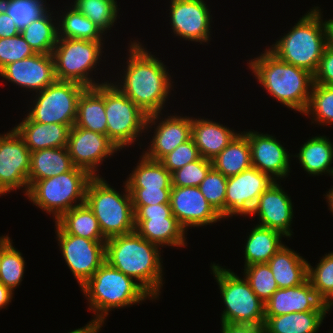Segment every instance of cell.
Segmentation results:
<instances>
[{"mask_svg":"<svg viewBox=\"0 0 333 333\" xmlns=\"http://www.w3.org/2000/svg\"><path fill=\"white\" fill-rule=\"evenodd\" d=\"M30 160V150L13 127L0 134V196L18 189L27 194Z\"/></svg>","mask_w":333,"mask_h":333,"instance_id":"4fadbf2b","label":"cell"},{"mask_svg":"<svg viewBox=\"0 0 333 333\" xmlns=\"http://www.w3.org/2000/svg\"><path fill=\"white\" fill-rule=\"evenodd\" d=\"M240 133L211 160L212 167L226 177L238 175L252 167L248 138L242 131Z\"/></svg>","mask_w":333,"mask_h":333,"instance_id":"d6a6232c","label":"cell"},{"mask_svg":"<svg viewBox=\"0 0 333 333\" xmlns=\"http://www.w3.org/2000/svg\"><path fill=\"white\" fill-rule=\"evenodd\" d=\"M104 42L85 39L58 38L52 56L54 59L55 76L58 81H73L85 87H95L101 82L93 78L104 53Z\"/></svg>","mask_w":333,"mask_h":333,"instance_id":"9c48e42d","label":"cell"},{"mask_svg":"<svg viewBox=\"0 0 333 333\" xmlns=\"http://www.w3.org/2000/svg\"><path fill=\"white\" fill-rule=\"evenodd\" d=\"M92 176L84 169L72 170L32 183L25 195L37 208L52 214L56 221L63 213L85 203Z\"/></svg>","mask_w":333,"mask_h":333,"instance_id":"52a82bcc","label":"cell"},{"mask_svg":"<svg viewBox=\"0 0 333 333\" xmlns=\"http://www.w3.org/2000/svg\"><path fill=\"white\" fill-rule=\"evenodd\" d=\"M327 311L294 312L265 316V333H318Z\"/></svg>","mask_w":333,"mask_h":333,"instance_id":"4dcf8cb0","label":"cell"},{"mask_svg":"<svg viewBox=\"0 0 333 333\" xmlns=\"http://www.w3.org/2000/svg\"><path fill=\"white\" fill-rule=\"evenodd\" d=\"M302 115L308 116L313 124H333V86L313 84L308 106Z\"/></svg>","mask_w":333,"mask_h":333,"instance_id":"74e56055","label":"cell"},{"mask_svg":"<svg viewBox=\"0 0 333 333\" xmlns=\"http://www.w3.org/2000/svg\"><path fill=\"white\" fill-rule=\"evenodd\" d=\"M297 154V155H296ZM292 157L299 160V164L309 176L327 174L333 178V142L324 136L309 137L299 148V153Z\"/></svg>","mask_w":333,"mask_h":333,"instance_id":"83f0119b","label":"cell"},{"mask_svg":"<svg viewBox=\"0 0 333 333\" xmlns=\"http://www.w3.org/2000/svg\"><path fill=\"white\" fill-rule=\"evenodd\" d=\"M74 167L66 147L32 151L28 184L66 173Z\"/></svg>","mask_w":333,"mask_h":333,"instance_id":"f1b7e54d","label":"cell"},{"mask_svg":"<svg viewBox=\"0 0 333 333\" xmlns=\"http://www.w3.org/2000/svg\"><path fill=\"white\" fill-rule=\"evenodd\" d=\"M308 280L317 296L327 304L333 297V251L323 255L315 267L308 262Z\"/></svg>","mask_w":333,"mask_h":333,"instance_id":"ab89813d","label":"cell"},{"mask_svg":"<svg viewBox=\"0 0 333 333\" xmlns=\"http://www.w3.org/2000/svg\"><path fill=\"white\" fill-rule=\"evenodd\" d=\"M123 184L124 192H120L104 177L97 176L91 178L86 188L85 203L93 211L106 239L135 231L131 194L125 181Z\"/></svg>","mask_w":333,"mask_h":333,"instance_id":"8992f818","label":"cell"},{"mask_svg":"<svg viewBox=\"0 0 333 333\" xmlns=\"http://www.w3.org/2000/svg\"><path fill=\"white\" fill-rule=\"evenodd\" d=\"M172 214L187 232L189 228L213 225L222 220L209 204L199 187H175L170 193Z\"/></svg>","mask_w":333,"mask_h":333,"instance_id":"ffe728a7","label":"cell"},{"mask_svg":"<svg viewBox=\"0 0 333 333\" xmlns=\"http://www.w3.org/2000/svg\"><path fill=\"white\" fill-rule=\"evenodd\" d=\"M55 228L59 251L81 287L106 261V241H94L66 234L56 223Z\"/></svg>","mask_w":333,"mask_h":333,"instance_id":"5bb4252c","label":"cell"},{"mask_svg":"<svg viewBox=\"0 0 333 333\" xmlns=\"http://www.w3.org/2000/svg\"><path fill=\"white\" fill-rule=\"evenodd\" d=\"M308 311H327L309 280L299 286L278 288L265 303V316Z\"/></svg>","mask_w":333,"mask_h":333,"instance_id":"603a6c76","label":"cell"},{"mask_svg":"<svg viewBox=\"0 0 333 333\" xmlns=\"http://www.w3.org/2000/svg\"><path fill=\"white\" fill-rule=\"evenodd\" d=\"M268 174L250 167L227 179L225 213L222 220L232 216L252 215L259 196L274 182Z\"/></svg>","mask_w":333,"mask_h":333,"instance_id":"9a60e30c","label":"cell"},{"mask_svg":"<svg viewBox=\"0 0 333 333\" xmlns=\"http://www.w3.org/2000/svg\"><path fill=\"white\" fill-rule=\"evenodd\" d=\"M50 9L39 19L20 30L21 36L35 53L52 54L58 39L57 17ZM54 21V22H53Z\"/></svg>","mask_w":333,"mask_h":333,"instance_id":"e575fe53","label":"cell"},{"mask_svg":"<svg viewBox=\"0 0 333 333\" xmlns=\"http://www.w3.org/2000/svg\"><path fill=\"white\" fill-rule=\"evenodd\" d=\"M80 290L86 297L88 309L94 313L89 323L100 330L109 311L141 304L146 300H155L133 278L113 268L106 261L80 287Z\"/></svg>","mask_w":333,"mask_h":333,"instance_id":"277c9868","label":"cell"},{"mask_svg":"<svg viewBox=\"0 0 333 333\" xmlns=\"http://www.w3.org/2000/svg\"><path fill=\"white\" fill-rule=\"evenodd\" d=\"M247 234V240L243 248L245 249L243 251L245 258L244 267L267 263L285 245L282 237L286 238V236L281 232L257 224Z\"/></svg>","mask_w":333,"mask_h":333,"instance_id":"f546056e","label":"cell"},{"mask_svg":"<svg viewBox=\"0 0 333 333\" xmlns=\"http://www.w3.org/2000/svg\"><path fill=\"white\" fill-rule=\"evenodd\" d=\"M55 223L66 234L94 241L107 240L102 234L97 218L86 203L63 213Z\"/></svg>","mask_w":333,"mask_h":333,"instance_id":"1f68e13d","label":"cell"},{"mask_svg":"<svg viewBox=\"0 0 333 333\" xmlns=\"http://www.w3.org/2000/svg\"><path fill=\"white\" fill-rule=\"evenodd\" d=\"M224 308L221 323L264 325L265 304L257 297L247 279L234 271L211 263Z\"/></svg>","mask_w":333,"mask_h":333,"instance_id":"ba28073f","label":"cell"},{"mask_svg":"<svg viewBox=\"0 0 333 333\" xmlns=\"http://www.w3.org/2000/svg\"><path fill=\"white\" fill-rule=\"evenodd\" d=\"M329 191H327L326 194H324L323 196H325L326 198V202L328 204V210H330V213H332L333 215V186L331 189H328Z\"/></svg>","mask_w":333,"mask_h":333,"instance_id":"9f6ffc18","label":"cell"},{"mask_svg":"<svg viewBox=\"0 0 333 333\" xmlns=\"http://www.w3.org/2000/svg\"><path fill=\"white\" fill-rule=\"evenodd\" d=\"M135 231L160 248L187 246V232L172 214L170 203L133 206Z\"/></svg>","mask_w":333,"mask_h":333,"instance_id":"7c38bea8","label":"cell"},{"mask_svg":"<svg viewBox=\"0 0 333 333\" xmlns=\"http://www.w3.org/2000/svg\"><path fill=\"white\" fill-rule=\"evenodd\" d=\"M314 84L333 86V49L328 46L314 74Z\"/></svg>","mask_w":333,"mask_h":333,"instance_id":"c3c4849f","label":"cell"},{"mask_svg":"<svg viewBox=\"0 0 333 333\" xmlns=\"http://www.w3.org/2000/svg\"><path fill=\"white\" fill-rule=\"evenodd\" d=\"M14 292L6 287L4 284L0 283V310L7 309L8 304L11 303L14 297Z\"/></svg>","mask_w":333,"mask_h":333,"instance_id":"816d5d0a","label":"cell"},{"mask_svg":"<svg viewBox=\"0 0 333 333\" xmlns=\"http://www.w3.org/2000/svg\"><path fill=\"white\" fill-rule=\"evenodd\" d=\"M327 46L333 49V18L325 20Z\"/></svg>","mask_w":333,"mask_h":333,"instance_id":"f5cc1de1","label":"cell"},{"mask_svg":"<svg viewBox=\"0 0 333 333\" xmlns=\"http://www.w3.org/2000/svg\"><path fill=\"white\" fill-rule=\"evenodd\" d=\"M100 331L101 330L98 327L88 322L85 326H82L78 329L76 328L75 330L69 331L68 333H99Z\"/></svg>","mask_w":333,"mask_h":333,"instance_id":"db71d44e","label":"cell"},{"mask_svg":"<svg viewBox=\"0 0 333 333\" xmlns=\"http://www.w3.org/2000/svg\"><path fill=\"white\" fill-rule=\"evenodd\" d=\"M239 132L212 119L192 116L191 138L205 159H214Z\"/></svg>","mask_w":333,"mask_h":333,"instance_id":"cb8c5ba5","label":"cell"},{"mask_svg":"<svg viewBox=\"0 0 333 333\" xmlns=\"http://www.w3.org/2000/svg\"><path fill=\"white\" fill-rule=\"evenodd\" d=\"M200 157L197 146L194 144L193 139L190 138L164 156L160 162L170 173H173L184 167L186 164L198 160Z\"/></svg>","mask_w":333,"mask_h":333,"instance_id":"bcb514c9","label":"cell"},{"mask_svg":"<svg viewBox=\"0 0 333 333\" xmlns=\"http://www.w3.org/2000/svg\"><path fill=\"white\" fill-rule=\"evenodd\" d=\"M66 148L74 166L92 177L101 176L98 167L120 151L107 135L76 126L70 128Z\"/></svg>","mask_w":333,"mask_h":333,"instance_id":"e0dca14e","label":"cell"},{"mask_svg":"<svg viewBox=\"0 0 333 333\" xmlns=\"http://www.w3.org/2000/svg\"><path fill=\"white\" fill-rule=\"evenodd\" d=\"M326 305H327V314H329V311H331L333 308V297L330 299V301Z\"/></svg>","mask_w":333,"mask_h":333,"instance_id":"6f0895ef","label":"cell"},{"mask_svg":"<svg viewBox=\"0 0 333 333\" xmlns=\"http://www.w3.org/2000/svg\"><path fill=\"white\" fill-rule=\"evenodd\" d=\"M221 333H265L264 325L221 323Z\"/></svg>","mask_w":333,"mask_h":333,"instance_id":"681fc988","label":"cell"},{"mask_svg":"<svg viewBox=\"0 0 333 333\" xmlns=\"http://www.w3.org/2000/svg\"><path fill=\"white\" fill-rule=\"evenodd\" d=\"M293 203L279 181H274L260 196L251 217L258 216L257 225L293 236Z\"/></svg>","mask_w":333,"mask_h":333,"instance_id":"44dd1931","label":"cell"},{"mask_svg":"<svg viewBox=\"0 0 333 333\" xmlns=\"http://www.w3.org/2000/svg\"><path fill=\"white\" fill-rule=\"evenodd\" d=\"M36 54L21 34L0 38V71L10 63Z\"/></svg>","mask_w":333,"mask_h":333,"instance_id":"f6af8a7d","label":"cell"},{"mask_svg":"<svg viewBox=\"0 0 333 333\" xmlns=\"http://www.w3.org/2000/svg\"><path fill=\"white\" fill-rule=\"evenodd\" d=\"M13 240L10 239L8 235L0 236V263L5 249L12 243Z\"/></svg>","mask_w":333,"mask_h":333,"instance_id":"11a10c76","label":"cell"},{"mask_svg":"<svg viewBox=\"0 0 333 333\" xmlns=\"http://www.w3.org/2000/svg\"><path fill=\"white\" fill-rule=\"evenodd\" d=\"M163 112L148 115L146 130L154 129V134L149 146L143 155L151 160L160 161L168 153L176 149L180 144L191 138L192 117L177 115H165ZM160 119V120H159ZM157 123V124H156Z\"/></svg>","mask_w":333,"mask_h":333,"instance_id":"ac0fdd59","label":"cell"},{"mask_svg":"<svg viewBox=\"0 0 333 333\" xmlns=\"http://www.w3.org/2000/svg\"><path fill=\"white\" fill-rule=\"evenodd\" d=\"M267 264L278 288L299 286L308 280V261L286 244L270 258Z\"/></svg>","mask_w":333,"mask_h":333,"instance_id":"484cf974","label":"cell"},{"mask_svg":"<svg viewBox=\"0 0 333 333\" xmlns=\"http://www.w3.org/2000/svg\"><path fill=\"white\" fill-rule=\"evenodd\" d=\"M107 137L121 151L143 137L148 115L114 84L105 83Z\"/></svg>","mask_w":333,"mask_h":333,"instance_id":"30bf717a","label":"cell"},{"mask_svg":"<svg viewBox=\"0 0 333 333\" xmlns=\"http://www.w3.org/2000/svg\"><path fill=\"white\" fill-rule=\"evenodd\" d=\"M86 88L77 82L56 80L32 94L34 98L25 116L34 122L57 123L71 128L76 122L79 97Z\"/></svg>","mask_w":333,"mask_h":333,"instance_id":"8fae6325","label":"cell"},{"mask_svg":"<svg viewBox=\"0 0 333 333\" xmlns=\"http://www.w3.org/2000/svg\"><path fill=\"white\" fill-rule=\"evenodd\" d=\"M227 179L212 167L199 185L203 196L220 216L225 213Z\"/></svg>","mask_w":333,"mask_h":333,"instance_id":"7bdbcfd3","label":"cell"},{"mask_svg":"<svg viewBox=\"0 0 333 333\" xmlns=\"http://www.w3.org/2000/svg\"><path fill=\"white\" fill-rule=\"evenodd\" d=\"M107 135L105 113V83L87 87L79 97L75 125Z\"/></svg>","mask_w":333,"mask_h":333,"instance_id":"4316f807","label":"cell"},{"mask_svg":"<svg viewBox=\"0 0 333 333\" xmlns=\"http://www.w3.org/2000/svg\"><path fill=\"white\" fill-rule=\"evenodd\" d=\"M20 33L16 23L1 7H0V38H10Z\"/></svg>","mask_w":333,"mask_h":333,"instance_id":"f907efd6","label":"cell"},{"mask_svg":"<svg viewBox=\"0 0 333 333\" xmlns=\"http://www.w3.org/2000/svg\"><path fill=\"white\" fill-rule=\"evenodd\" d=\"M17 133L23 138L26 146L32 151L66 147L70 127L57 123H39L24 117L14 126Z\"/></svg>","mask_w":333,"mask_h":333,"instance_id":"d4e9b609","label":"cell"},{"mask_svg":"<svg viewBox=\"0 0 333 333\" xmlns=\"http://www.w3.org/2000/svg\"><path fill=\"white\" fill-rule=\"evenodd\" d=\"M128 47L123 75L111 83L147 115L162 112L175 83L167 66L137 40H130Z\"/></svg>","mask_w":333,"mask_h":333,"instance_id":"6da1fadb","label":"cell"},{"mask_svg":"<svg viewBox=\"0 0 333 333\" xmlns=\"http://www.w3.org/2000/svg\"><path fill=\"white\" fill-rule=\"evenodd\" d=\"M314 6L267 48L282 61L315 74L327 46L323 12Z\"/></svg>","mask_w":333,"mask_h":333,"instance_id":"5b68a950","label":"cell"},{"mask_svg":"<svg viewBox=\"0 0 333 333\" xmlns=\"http://www.w3.org/2000/svg\"><path fill=\"white\" fill-rule=\"evenodd\" d=\"M0 77L18 86L36 93L56 81L52 54L36 53L5 66Z\"/></svg>","mask_w":333,"mask_h":333,"instance_id":"7402d4cb","label":"cell"},{"mask_svg":"<svg viewBox=\"0 0 333 333\" xmlns=\"http://www.w3.org/2000/svg\"><path fill=\"white\" fill-rule=\"evenodd\" d=\"M170 29L178 38L203 44L210 43L212 15L204 0H171Z\"/></svg>","mask_w":333,"mask_h":333,"instance_id":"2e32d148","label":"cell"},{"mask_svg":"<svg viewBox=\"0 0 333 333\" xmlns=\"http://www.w3.org/2000/svg\"><path fill=\"white\" fill-rule=\"evenodd\" d=\"M133 206L170 203L171 188L147 189L128 188Z\"/></svg>","mask_w":333,"mask_h":333,"instance_id":"7dc6e473","label":"cell"},{"mask_svg":"<svg viewBox=\"0 0 333 333\" xmlns=\"http://www.w3.org/2000/svg\"><path fill=\"white\" fill-rule=\"evenodd\" d=\"M247 64L270 97L300 114L305 112L314 84L313 74L282 61L268 48Z\"/></svg>","mask_w":333,"mask_h":333,"instance_id":"3957f363","label":"cell"},{"mask_svg":"<svg viewBox=\"0 0 333 333\" xmlns=\"http://www.w3.org/2000/svg\"><path fill=\"white\" fill-rule=\"evenodd\" d=\"M249 141L252 167L268 174L273 180L280 181L290 175V158L293 156L287 152L281 141L273 134H264L254 130L242 132ZM273 135V136H272Z\"/></svg>","mask_w":333,"mask_h":333,"instance_id":"d6986e66","label":"cell"},{"mask_svg":"<svg viewBox=\"0 0 333 333\" xmlns=\"http://www.w3.org/2000/svg\"><path fill=\"white\" fill-rule=\"evenodd\" d=\"M139 159L125 181L128 188H172L171 173L160 161L148 159L143 154Z\"/></svg>","mask_w":333,"mask_h":333,"instance_id":"d590c367","label":"cell"},{"mask_svg":"<svg viewBox=\"0 0 333 333\" xmlns=\"http://www.w3.org/2000/svg\"><path fill=\"white\" fill-rule=\"evenodd\" d=\"M161 250L134 231L108 238L105 259L110 266L138 282L156 301L164 284Z\"/></svg>","mask_w":333,"mask_h":333,"instance_id":"7a4b0ae2","label":"cell"},{"mask_svg":"<svg viewBox=\"0 0 333 333\" xmlns=\"http://www.w3.org/2000/svg\"><path fill=\"white\" fill-rule=\"evenodd\" d=\"M211 168L212 161L200 157L198 160L188 163L184 167L171 173L172 186L199 187Z\"/></svg>","mask_w":333,"mask_h":333,"instance_id":"ee69618b","label":"cell"},{"mask_svg":"<svg viewBox=\"0 0 333 333\" xmlns=\"http://www.w3.org/2000/svg\"><path fill=\"white\" fill-rule=\"evenodd\" d=\"M243 277L249 282L251 289L265 304L278 289L275 278L267 263L245 266Z\"/></svg>","mask_w":333,"mask_h":333,"instance_id":"60d3db41","label":"cell"},{"mask_svg":"<svg viewBox=\"0 0 333 333\" xmlns=\"http://www.w3.org/2000/svg\"><path fill=\"white\" fill-rule=\"evenodd\" d=\"M66 7L68 9L61 10L62 15L57 17L58 38L105 42L104 36L107 35L97 25L73 5Z\"/></svg>","mask_w":333,"mask_h":333,"instance_id":"836d02e7","label":"cell"},{"mask_svg":"<svg viewBox=\"0 0 333 333\" xmlns=\"http://www.w3.org/2000/svg\"><path fill=\"white\" fill-rule=\"evenodd\" d=\"M48 5L46 0H0V7L12 17L19 30L52 9Z\"/></svg>","mask_w":333,"mask_h":333,"instance_id":"f35d334b","label":"cell"},{"mask_svg":"<svg viewBox=\"0 0 333 333\" xmlns=\"http://www.w3.org/2000/svg\"><path fill=\"white\" fill-rule=\"evenodd\" d=\"M71 5L88 17L105 34L111 30L119 17L120 8L116 0H73Z\"/></svg>","mask_w":333,"mask_h":333,"instance_id":"8d00e7d4","label":"cell"},{"mask_svg":"<svg viewBox=\"0 0 333 333\" xmlns=\"http://www.w3.org/2000/svg\"><path fill=\"white\" fill-rule=\"evenodd\" d=\"M26 262L13 242L5 249L0 263V283L13 292L19 287L25 272Z\"/></svg>","mask_w":333,"mask_h":333,"instance_id":"b9f144b4","label":"cell"}]
</instances>
